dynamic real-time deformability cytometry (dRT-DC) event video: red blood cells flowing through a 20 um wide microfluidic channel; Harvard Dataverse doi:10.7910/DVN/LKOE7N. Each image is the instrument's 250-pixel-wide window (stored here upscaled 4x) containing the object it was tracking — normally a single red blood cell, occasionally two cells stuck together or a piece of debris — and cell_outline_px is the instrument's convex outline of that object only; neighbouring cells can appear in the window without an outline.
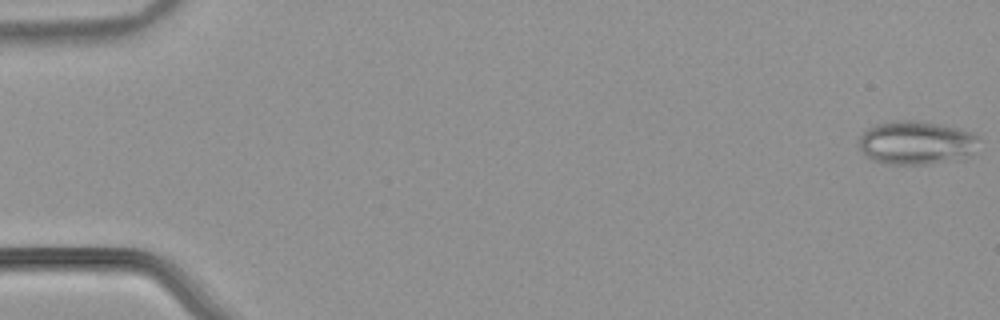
{"species": "common noctule bat (a hibernating species)", "species_latin": "Nyctalus noctula", "temperature_condition": "warm", "stored_images_in_passage": 53, "camera_frame_rate_fps": 3000, "um_per_image_px": 0.085, "animal": {"sex": "male", "body_mass_g": 21.5, "forearm_length_mm": 52.0}, "frame": {"image": 1, "passage_image": 1, "time_ms": 0.0, "image_size_px": [1000, 320], "cell_outline_px": [[976, 140], [972, 152], [964, 160], [928, 164], [888, 164], [872, 160], [864, 156], [856, 148], [856, 144], [860, 136], [868, 128], [876, 124], [896, 120], [916, 120], [940, 124], [960, 128], [972, 132], [976, 136]], "centroid_in_image_um": [77.81, 12.14], "position_along_channel_um": 7.2, "area_um2": 30.98}}
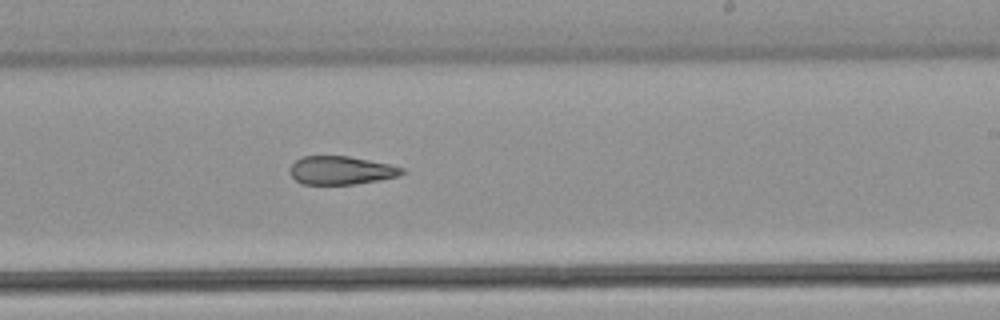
{"frame": {"image": 2, "passage_image": 33, "time_ms": 10.667, "image_size_px": [1000, 320], "cell_outline_px": [[404, 172], [400, 176], [380, 180], [356, 184], [300, 184], [288, 172], [288, 168], [296, 160], [304, 156], [348, 156], [388, 164], [404, 168]], "centroid_in_image_um": [28.97, 14.49], "position_along_channel_um": 260.0, "area_um2": 18.55}}
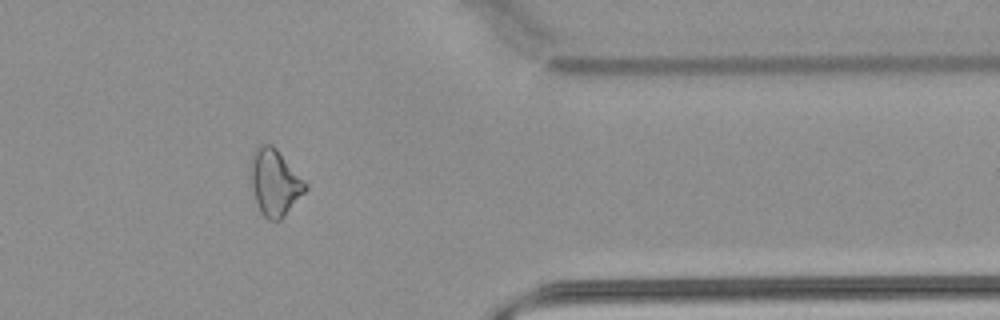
{"frame": {"image": 3, "passage_image": 44, "time_ms": 14.333, "image_size_px": [1000, 320], "cell_outline_px": [[308, 188], [284, 216], [280, 220], [268, 220], [260, 212], [252, 188], [248, 168], [252, 152], [260, 144], [272, 144], [276, 148], [308, 184]], "centroid_in_image_um": [23.32, 15.48], "position_along_channel_um": 388.1, "area_um2": 21.33}, "authors_computed_cell_mechanics": {"area_um2": 22.253, "velocity_mm_per_s": 3.9165, "shape_relaxation_time_tau1_ms": null, "shape_relaxation_time_tau2_ms": 6.4719, "deformation_change_tau1": null, "deformation_change_tau2": 0.1745}}